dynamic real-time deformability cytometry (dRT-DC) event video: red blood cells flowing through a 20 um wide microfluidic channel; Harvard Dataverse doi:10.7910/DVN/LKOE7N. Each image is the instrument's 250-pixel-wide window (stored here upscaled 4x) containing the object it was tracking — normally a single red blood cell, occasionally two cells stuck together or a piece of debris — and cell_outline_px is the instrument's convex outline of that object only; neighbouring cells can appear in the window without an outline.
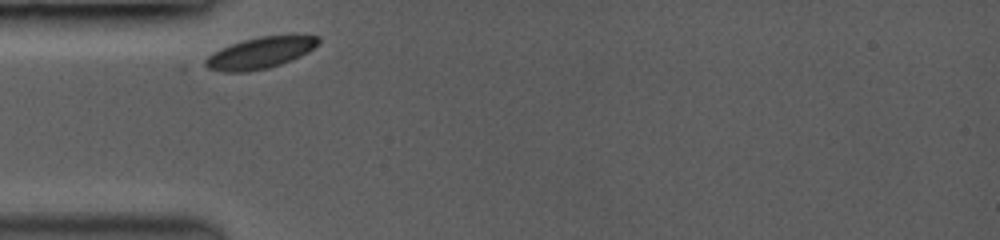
{"species": "common noctule bat (a hibernating species)", "species_latin": "Nyctalus noctula", "temperature_condition": "room temperature", "stored_images_in_passage": 34, "camera_frame_rate_fps": 3500, "um_per_image_px": 0.085, "animal": {"sex": "female", "body_mass_g": 19.0, "forearm_length_mm": 53.3}, "frame": {"image": 1, "passage_image": 1, "time_ms": 0.0, "image_size_px": [1000, 240], "cell_outline_px": [[320, 44], [308, 52], [300, 56], [280, 64], [268, 68], [248, 72], [224, 72], [208, 68], [204, 64], [204, 60], [212, 52], [220, 48], [244, 40], [260, 36], [320, 36]], "centroid_in_image_um": [22.1, 4.51], "position_along_channel_um": 62.9, "area_um2": 20.52}}
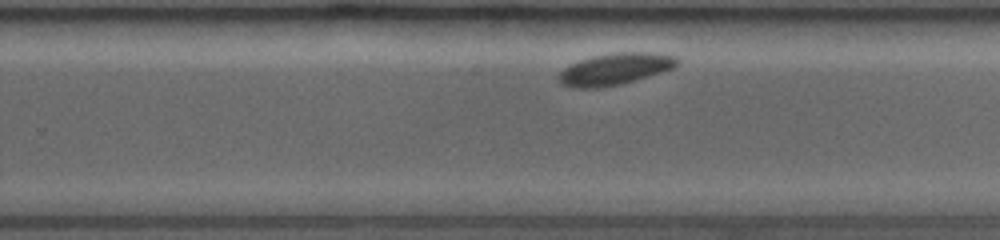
{"frame": {"image": 2, "passage_image": 22, "time_ms": 6.0, "image_size_px": [1000, 240], "cell_outline_px": [[680, 60], [672, 68], [660, 72], [620, 84], [592, 88], [580, 88], [560, 84], [560, 72], [564, 68], [580, 60], [592, 56], [612, 52], [656, 52], [676, 56]], "centroid_in_image_um": [52.3, 5.84], "position_along_channel_um": 277.5, "area_um2": 21.5}}
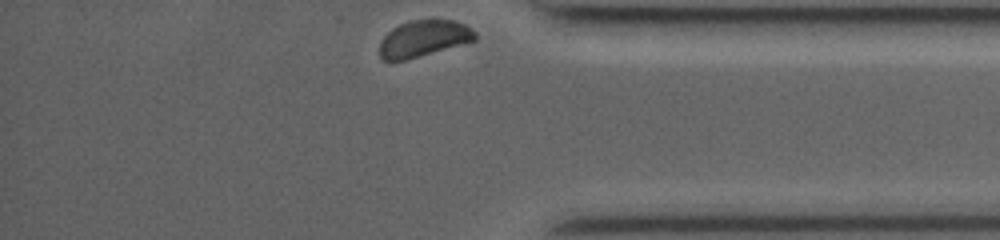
{"frame": {"image": 3, "passage_image": 34, "time_ms": 9.429, "image_size_px": [1000, 240], "cell_outline_px": [[476, 40], [404, 60], [388, 64], [380, 60], [380, 40], [388, 32], [400, 24], [412, 20], [432, 16], [456, 20], [472, 28], [476, 32]], "centroid_in_image_um": [35.99, 3.25], "position_along_channel_um": 399.2, "area_um2": 20.98}}